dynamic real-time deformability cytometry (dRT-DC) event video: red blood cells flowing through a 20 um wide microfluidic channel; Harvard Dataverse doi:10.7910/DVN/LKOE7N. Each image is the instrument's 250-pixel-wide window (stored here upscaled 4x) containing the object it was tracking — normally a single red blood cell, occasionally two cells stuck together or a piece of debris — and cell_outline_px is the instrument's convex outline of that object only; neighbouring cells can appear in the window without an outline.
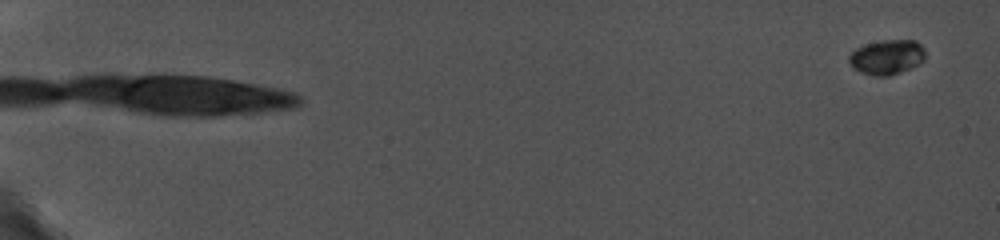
{"species": "common noctule bat (a hibernating species)", "species_latin": "Nyctalus noctula", "temperature_condition": "cold", "stored_images_in_passage": 57, "camera_frame_rate_fps": 5000, "um_per_image_px": 0.085, "animal": {"sex": "female", "body_mass_g": 19.0, "forearm_length_mm": 56.7}, "frame": {"image": 1, "passage_image": 4, "time_ms": 1.0, "image_size_px": [1000, 240], "cell_outline_px": [[924, 60], [912, 68], [888, 76], [876, 76], [860, 72], [852, 68], [848, 60], [848, 56], [856, 48], [864, 44], [880, 40], [916, 40], [924, 48]], "centroid_in_image_um": [75.37, 4.85], "position_along_channel_um": 9.6, "area_um2": 15.61}}
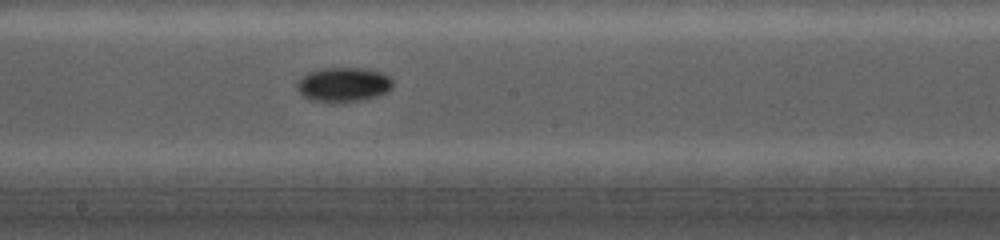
{"frame": {"image": 2, "passage_image": 40, "time_ms": 12.2, "image_size_px": [1000, 240], "cell_outline_px": [[392, 88], [388, 92], [364, 100], [332, 104], [312, 100], [304, 96], [296, 88], [296, 80], [308, 72], [320, 68], [360, 68], [384, 72], [392, 80]], "centroid_in_image_um": [29.17, 7.2], "position_along_channel_um": 219.0, "area_um2": 19.71}}
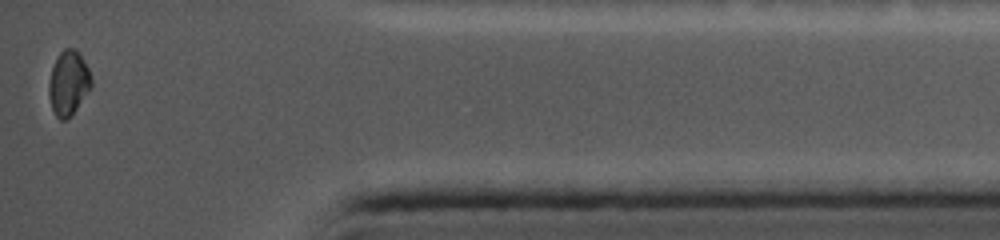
{"frame": {"image": 3, "passage_image": 57, "time_ms": 18.2, "image_size_px": [1000, 240], "cell_outline_px": [[92, 88], [76, 108], [64, 120], [60, 120], [56, 116], [52, 108], [48, 96], [48, 84], [52, 68], [60, 52], [64, 48], [72, 48], [80, 56], [88, 68], [92, 80]], "centroid_in_image_um": [5.81, 7.06], "position_along_channel_um": 429.4, "area_um2": 15.66}}